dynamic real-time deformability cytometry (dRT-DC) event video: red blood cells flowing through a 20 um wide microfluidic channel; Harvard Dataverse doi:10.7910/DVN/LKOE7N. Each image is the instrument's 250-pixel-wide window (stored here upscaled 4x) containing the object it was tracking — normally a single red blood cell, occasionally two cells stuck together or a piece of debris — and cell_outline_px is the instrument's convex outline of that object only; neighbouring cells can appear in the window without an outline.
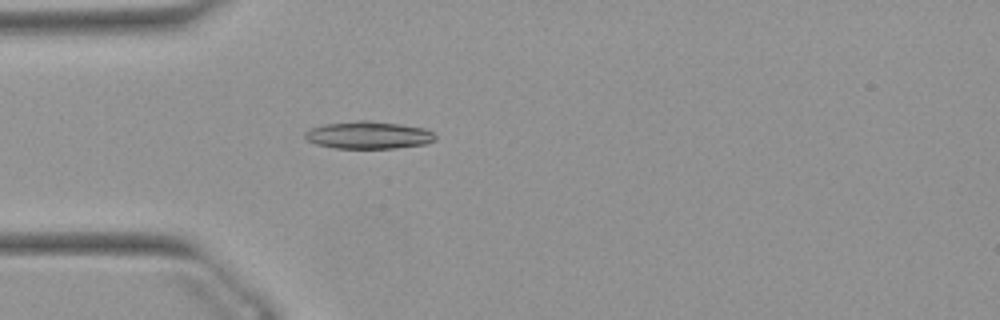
{"species": "Egyptian fruit bat (a non-hibernating species)", "species_latin": "Rousettus aegyptiacus", "temperature_condition": "warm", "stored_images_in_passage": 52, "camera_frame_rate_fps": 3000, "um_per_image_px": 0.085, "animal": {"sex": "female"}, "frame": {"image": 1, "passage_image": 15, "time_ms": 4.667, "image_size_px": [1000, 320], "cell_outline_px": [[436, 140], [424, 144], [396, 148], [332, 148], [316, 144], [308, 140], [304, 136], [304, 132], [312, 128], [324, 124], [360, 120], [368, 120], [400, 124], [424, 128], [432, 132], [436, 136]], "centroid_in_image_um": [31.32, 11.48], "position_along_channel_um": 53.7, "area_um2": 20.81}}
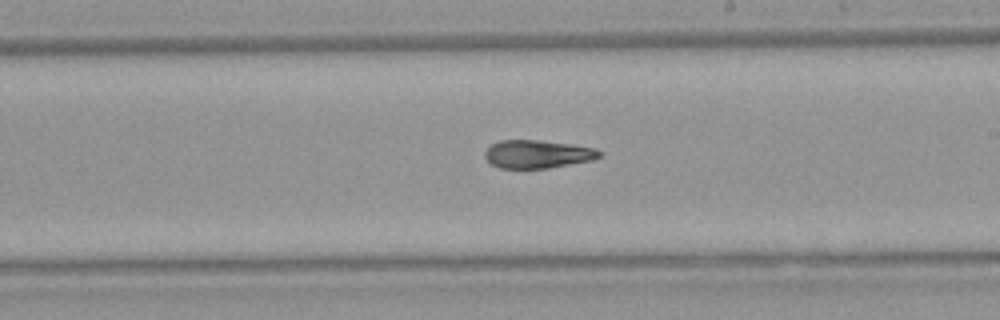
{"frame": {"image": 2, "passage_image": 30, "time_ms": 9.667, "image_size_px": [1000, 320], "cell_outline_px": [[600, 156], [592, 160], [548, 168], [500, 168], [492, 164], [484, 156], [484, 152], [492, 144], [500, 140], [540, 140], [572, 144], [596, 148], [600, 152]], "centroid_in_image_um": [45.68, 13.09], "position_along_channel_um": 243.3, "area_um2": 18.67}}
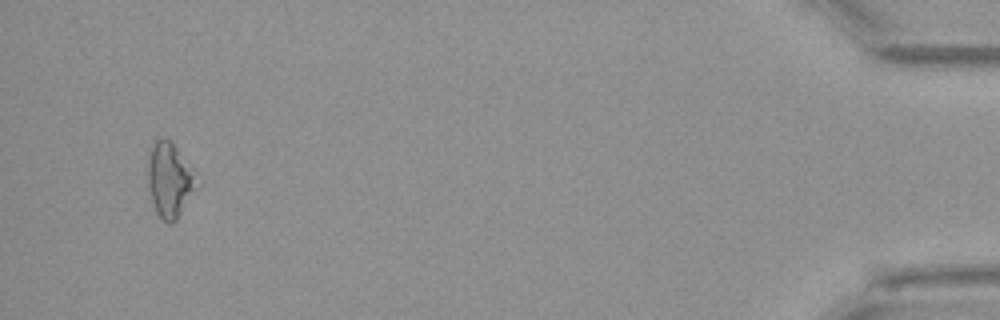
{"frame": {"image": 3, "passage_image": 50, "time_ms": 16.333, "image_size_px": [1000, 320], "cell_outline_px": [[196, 188], [176, 220], [172, 224], [168, 224], [156, 212], [152, 200], [148, 176], [148, 156], [152, 144], [156, 140], [164, 136], [176, 148], [192, 176]], "centroid_in_image_um": [14.34, 15.32], "position_along_channel_um": 420.9, "area_um2": 19.94}, "authors_computed_cell_mechanics": {"area_um2": 19.8832, "velocity_mm_per_s": 3.9195, "shape_relaxation_time_tau1_ms": null, "shape_relaxation_time_tau2_ms": 10.0549, "deformation_change_tau1": null, "deformation_change_tau2": 0.2156}}